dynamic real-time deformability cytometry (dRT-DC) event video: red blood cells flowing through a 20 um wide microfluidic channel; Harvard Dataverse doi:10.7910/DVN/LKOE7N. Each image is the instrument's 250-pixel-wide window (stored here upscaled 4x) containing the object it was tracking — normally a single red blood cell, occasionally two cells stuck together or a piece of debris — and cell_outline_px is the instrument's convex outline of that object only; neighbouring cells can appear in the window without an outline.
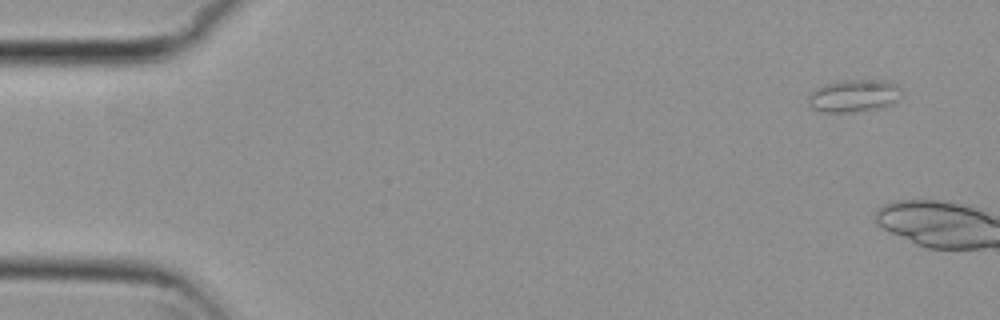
{"species": "common noctule bat (a hibernating species)", "species_latin": "Nyctalus noctula", "temperature_condition": "cold", "stored_images_in_passage": 3, "camera_frame_rate_fps": 3000, "um_per_image_px": 0.085, "animal": {"sex": "female", "body_mass_g": 29.2, "forearm_length_mm": 56.3}, "frame": {"image": 1, "passage_image": 1, "time_ms": 0.0, "image_size_px": [1000, 320], "cell_outline_px": [[900, 96], [896, 100], [888, 104], [876, 108], [848, 112], [824, 112], [812, 108], [808, 104], [808, 96], [816, 88], [824, 84], [844, 80], [888, 80], [896, 84], [900, 88]], "centroid_in_image_um": [72.54, 8.12], "position_along_channel_um": 12.5, "area_um2": 17.4}}